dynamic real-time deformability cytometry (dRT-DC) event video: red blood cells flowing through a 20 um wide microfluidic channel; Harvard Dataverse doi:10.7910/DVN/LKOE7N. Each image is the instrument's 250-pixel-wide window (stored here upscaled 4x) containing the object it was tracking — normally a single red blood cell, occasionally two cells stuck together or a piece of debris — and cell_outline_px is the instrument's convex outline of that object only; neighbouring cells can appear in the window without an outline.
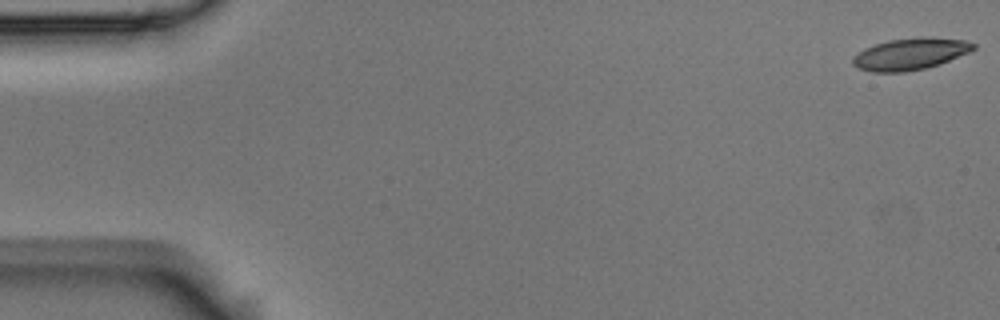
{"species": "Egyptian fruit bat (a non-hibernating species)", "species_latin": "Rousettus aegyptiacus", "temperature_condition": "room temperature", "stored_images_in_passage": 57, "camera_frame_rate_fps": 3000, "um_per_image_px": 0.085, "animal": {"sex": "male"}, "frame": {"image": 1, "passage_image": 1, "time_ms": 0.0, "image_size_px": [1000, 320], "cell_outline_px": [[976, 48], [968, 52], [940, 64], [924, 68], [904, 72], [872, 72], [860, 68], [852, 64], [852, 56], [864, 48], [888, 40], [924, 36], [964, 40], [976, 44]], "centroid_in_image_um": [77.36, 4.58], "position_along_channel_um": 7.6, "area_um2": 22.25}}
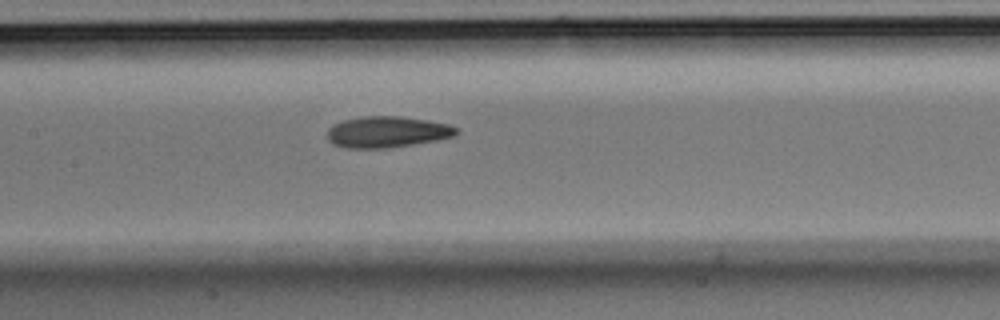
{"frame": {"image": 2, "passage_image": 27, "time_ms": 8.667, "image_size_px": [1000, 320], "cell_outline_px": [[460, 132], [456, 136], [436, 140], [388, 148], [348, 148], [332, 144], [328, 140], [328, 128], [332, 124], [344, 120], [360, 116], [400, 116], [428, 120], [448, 124], [460, 128]], "centroid_in_image_um": [32.93, 11.21], "position_along_channel_um": 174.5, "area_um2": 23.7}}
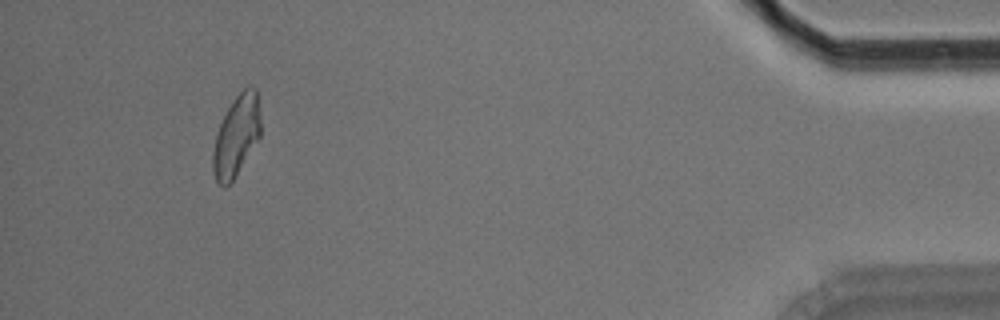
{"frame": {"image": 3, "passage_image": 53, "time_ms": 17.333, "image_size_px": [1000, 320], "cell_outline_px": [[260, 136], [232, 180], [224, 188], [216, 180], [212, 168], [212, 152], [216, 132], [232, 100], [248, 84], [252, 84], [256, 88], [260, 112]], "centroid_in_image_um": [20.09, 11.5], "position_along_channel_um": 415.1, "area_um2": 22.31}, "authors_computed_cell_mechanics": {"area_um2": 22.8888, "velocity_mm_per_s": 3.5402, "shape_relaxation_time_tau1_ms": null, "shape_relaxation_time_tau2_ms": 3.5481, "deformation_change_tau1": null, "deformation_change_tau2": 0.11}}